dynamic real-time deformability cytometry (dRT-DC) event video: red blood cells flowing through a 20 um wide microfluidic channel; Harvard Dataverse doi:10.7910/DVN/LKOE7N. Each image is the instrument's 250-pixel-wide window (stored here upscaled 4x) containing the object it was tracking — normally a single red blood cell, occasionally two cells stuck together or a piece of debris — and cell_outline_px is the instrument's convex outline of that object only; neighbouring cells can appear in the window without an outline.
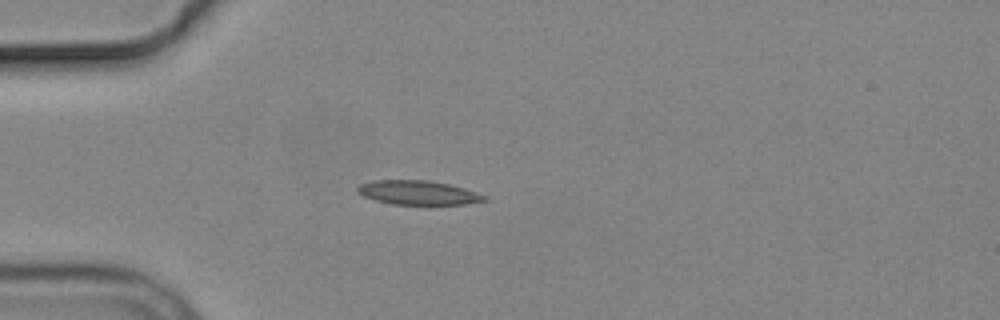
{"species": "common noctule bat (a hibernating species)", "species_latin": "Nyctalus noctula", "temperature_condition": "cold", "stored_images_in_passage": 4, "camera_frame_rate_fps": 3000, "um_per_image_px": 0.085, "animal": {"sex": "male", "body_mass_g": 19.2, "forearm_length_mm": 51.8}, "frame": {"image": 1, "passage_image": 3, "time_ms": 3.333, "image_size_px": [1000, 320], "cell_outline_px": [[488, 200], [468, 204], [392, 204], [376, 200], [364, 196], [356, 192], [356, 188], [360, 184], [372, 180], [428, 180], [448, 184], [464, 188], [488, 196]], "centroid_in_image_um": [35.55, 16.37], "position_along_channel_um": 49.5, "area_um2": 17.86}}